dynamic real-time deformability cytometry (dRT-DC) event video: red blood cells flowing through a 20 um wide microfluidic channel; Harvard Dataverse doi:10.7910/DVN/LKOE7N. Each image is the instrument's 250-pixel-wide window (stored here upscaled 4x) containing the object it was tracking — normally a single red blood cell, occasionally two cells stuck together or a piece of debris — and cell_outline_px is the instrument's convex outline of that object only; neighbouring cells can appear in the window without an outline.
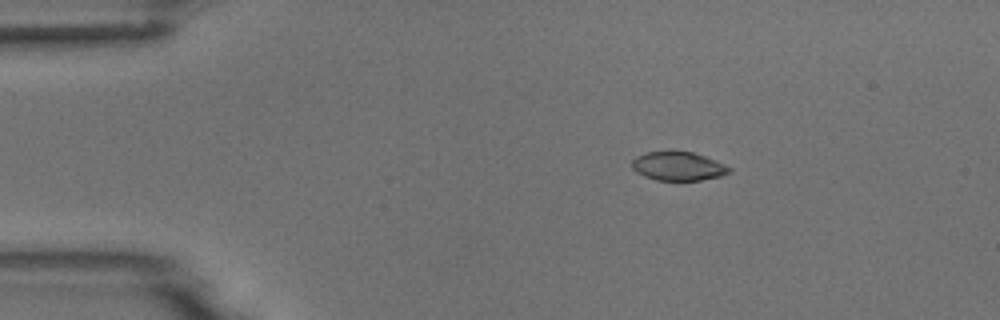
{"species": "common noctule bat (a hibernating species)", "species_latin": "Nyctalus noctula", "temperature_condition": "room temperature", "stored_images_in_passage": 5, "camera_frame_rate_fps": 3000, "um_per_image_px": 0.085, "animal": {"sex": "male", "body_mass_g": 18.8}, "frame": {"image": 1, "passage_image": 3, "time_ms": 2.333, "image_size_px": [1000, 320], "cell_outline_px": [[732, 172], [720, 176], [700, 180], [656, 180], [644, 176], [636, 172], [632, 168], [632, 160], [636, 156], [644, 152], [692, 152], [704, 156], [724, 164], [732, 168]], "centroid_in_image_um": [57.63, 14.13], "position_along_channel_um": 27.4, "area_um2": 16.18}}
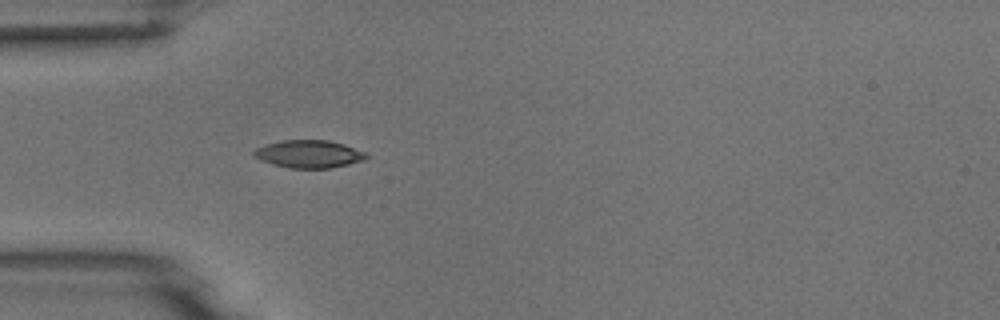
{"frame": {"image": 2, "passage_image": 5, "time_ms": 4.667, "image_size_px": [1000, 320], "cell_outline_px": [[368, 156], [364, 160], [348, 164], [328, 168], [288, 168], [272, 164], [260, 160], [252, 156], [252, 152], [256, 148], [280, 140], [328, 140], [344, 144], [364, 152]], "centroid_in_image_um": [26.21, 13.09], "position_along_channel_um": 58.8, "area_um2": 18.09}}